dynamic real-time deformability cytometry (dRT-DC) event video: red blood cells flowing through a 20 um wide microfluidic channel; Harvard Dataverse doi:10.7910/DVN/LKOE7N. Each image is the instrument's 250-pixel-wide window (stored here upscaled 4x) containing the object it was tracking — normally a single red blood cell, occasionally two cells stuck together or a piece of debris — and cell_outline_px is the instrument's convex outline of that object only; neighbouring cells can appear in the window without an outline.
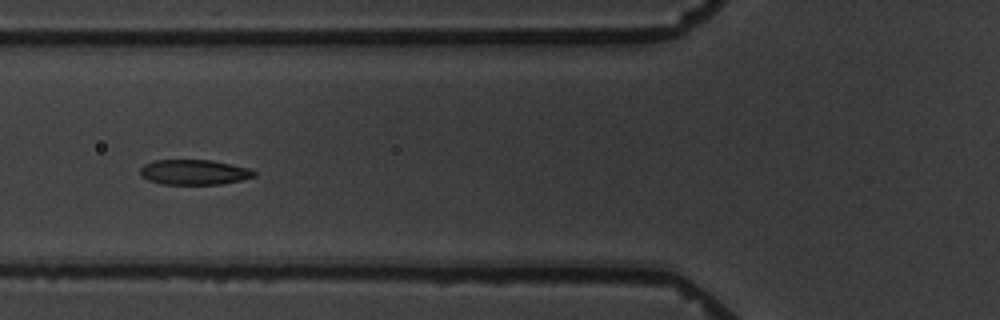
{"species": "common noctule bat (a hibernating species)", "species_latin": "Nyctalus noctula", "temperature_condition": "warm", "stored_images_in_passage": 7, "camera_frame_rate_fps": 3000, "um_per_image_px": 0.085, "animal": {"sex": "male", "body_mass_g": 19.5, "forearm_length_mm": 54.6}, "frame": {"image": 1, "passage_image": 2, "time_ms": 1.0, "image_size_px": [1000, 320], "cell_outline_px": [[256, 176], [240, 180], [220, 184], [160, 184], [148, 180], [140, 176], [140, 168], [144, 164], [152, 160], [212, 160], [252, 168], [256, 172]], "centroid_in_image_um": [16.5, 14.63], "position_along_channel_um": 109.3, "area_um2": 16.88}}
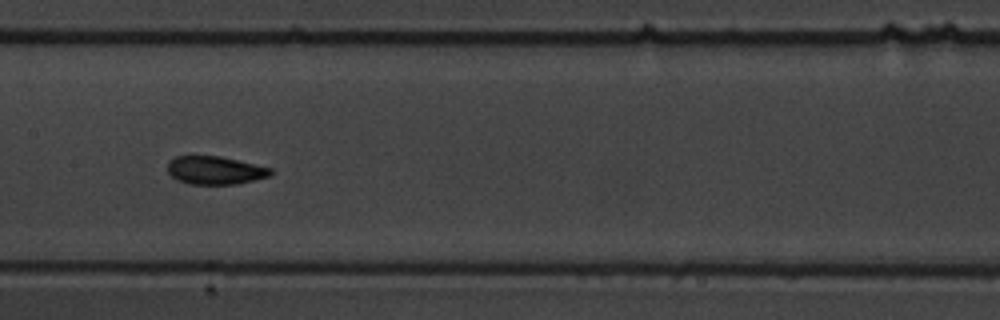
{"frame": {"image": 2, "passage_image": 4, "time_ms": 3.333, "image_size_px": [1000, 320], "cell_outline_px": [[272, 172], [268, 176], [236, 184], [188, 184], [176, 180], [168, 172], [168, 160], [176, 156], [220, 156], [272, 168]], "centroid_in_image_um": [18.23, 14.47], "position_along_channel_um": 189.2, "area_um2": 16.82}}
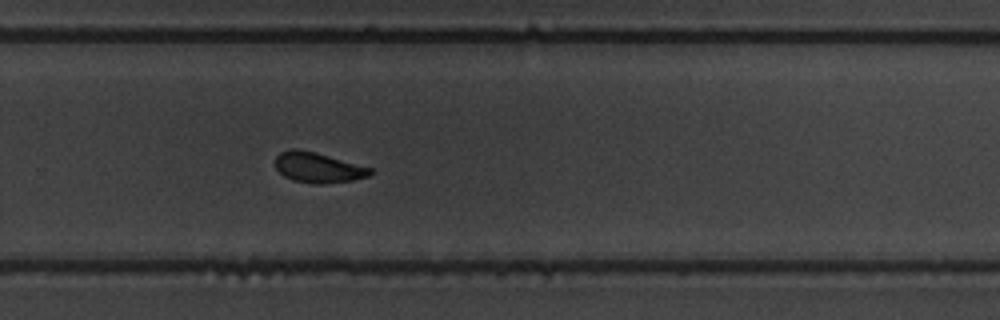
{"frame": {"image": 3, "passage_image": 7, "time_ms": 6.667, "image_size_px": [1000, 320], "cell_outline_px": [[372, 172], [368, 176], [352, 180], [324, 184], [316, 184], [292, 180], [284, 176], [276, 168], [276, 156], [280, 152], [292, 148], [296, 148], [316, 152], [372, 168]], "centroid_in_image_um": [27.02, 14.23], "position_along_channel_um": 302.8, "area_um2": 16.7}}